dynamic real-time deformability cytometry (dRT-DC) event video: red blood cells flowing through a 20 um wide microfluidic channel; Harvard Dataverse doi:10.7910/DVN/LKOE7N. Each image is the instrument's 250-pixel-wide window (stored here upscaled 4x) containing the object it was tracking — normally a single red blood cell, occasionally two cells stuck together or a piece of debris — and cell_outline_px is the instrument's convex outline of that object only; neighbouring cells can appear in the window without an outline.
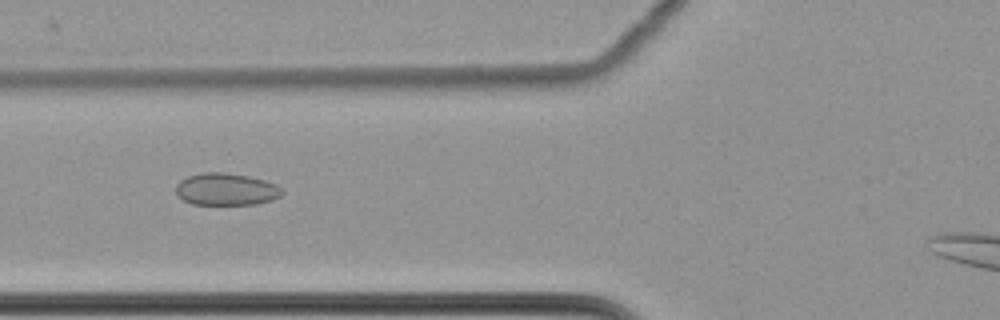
{"species": "common noctule bat (a hibernating species)", "species_latin": "Nyctalus noctula", "temperature_condition": "cold", "stored_images_in_passage": 45, "camera_frame_rate_fps": 3000, "um_per_image_px": 0.085, "animal": {"sex": "female", "body_mass_g": 22.7, "forearm_length_mm": 54.2}, "frame": {"image": 1, "passage_image": 13, "time_ms": 4.0, "image_size_px": [1000, 320], "cell_outline_px": [[284, 192], [280, 196], [272, 200], [256, 204], [192, 204], [176, 196], [176, 184], [180, 180], [188, 176], [200, 172], [224, 172], [248, 176], [264, 180], [276, 184]], "centroid_in_image_um": [19.2, 16.08], "position_along_channel_um": 106.6, "area_um2": 20.0}}
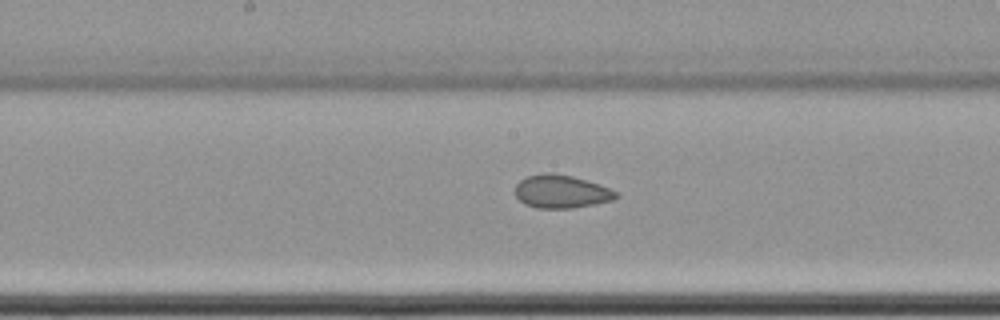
{"frame": {"image": 2, "passage_image": 21, "time_ms": 6.667, "image_size_px": [1000, 320], "cell_outline_px": [[620, 196], [612, 200], [572, 208], [536, 208], [524, 204], [516, 196], [516, 184], [520, 180], [528, 176], [548, 172], [552, 172], [572, 176], [608, 188], [616, 192]], "centroid_in_image_um": [47.67, 16.28], "position_along_channel_um": 200.5, "area_um2": 19.19}}
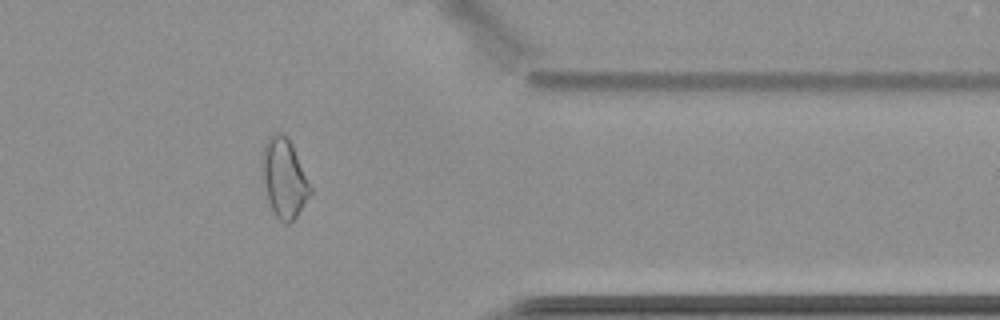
{"frame": {"image": 3, "passage_image": 38, "time_ms": 12.333, "image_size_px": [1000, 320], "cell_outline_px": [[312, 192], [296, 216], [288, 224], [280, 220], [276, 216], [268, 200], [260, 180], [260, 160], [264, 144], [268, 136], [276, 132], [280, 132], [292, 144], [312, 188]], "centroid_in_image_um": [24.09, 15.11], "position_along_channel_um": 387.3, "area_um2": 22.48}, "authors_computed_cell_mechanics": {"area_um2": 20.4612, "velocity_mm_per_s": 3.5092, "shape_relaxation_time_tau1_ms": null, "shape_relaxation_time_tau2_ms": 3.8424, "deformation_change_tau1": null, "deformation_change_tau2": 0.0786}}